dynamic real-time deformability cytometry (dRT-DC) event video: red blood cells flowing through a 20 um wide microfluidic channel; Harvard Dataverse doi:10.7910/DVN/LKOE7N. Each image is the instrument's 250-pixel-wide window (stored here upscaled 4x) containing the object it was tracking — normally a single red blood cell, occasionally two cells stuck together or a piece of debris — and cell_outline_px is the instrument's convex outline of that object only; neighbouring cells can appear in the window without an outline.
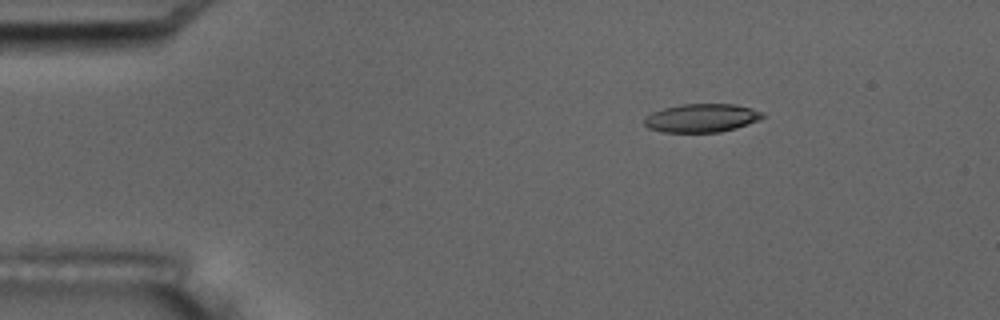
{"species": "common noctule bat (a hibernating species)", "species_latin": "Nyctalus noctula", "temperature_condition": "room temperature", "stored_images_in_passage": 6, "camera_frame_rate_fps": 3000, "um_per_image_px": 0.085, "animal": {"sex": "male", "body_mass_g": 17.5, "forearm_length_mm": 52.3}, "frame": {"image": 1, "passage_image": 3, "time_ms": 2.333, "image_size_px": [1000, 320], "cell_outline_px": [[764, 116], [748, 124], [736, 128], [720, 132], [664, 132], [648, 128], [644, 124], [644, 120], [652, 112], [664, 108], [680, 104], [736, 104], [752, 108], [764, 112]], "centroid_in_image_um": [59.65, 10.02], "position_along_channel_um": 25.4, "area_um2": 19.54}}